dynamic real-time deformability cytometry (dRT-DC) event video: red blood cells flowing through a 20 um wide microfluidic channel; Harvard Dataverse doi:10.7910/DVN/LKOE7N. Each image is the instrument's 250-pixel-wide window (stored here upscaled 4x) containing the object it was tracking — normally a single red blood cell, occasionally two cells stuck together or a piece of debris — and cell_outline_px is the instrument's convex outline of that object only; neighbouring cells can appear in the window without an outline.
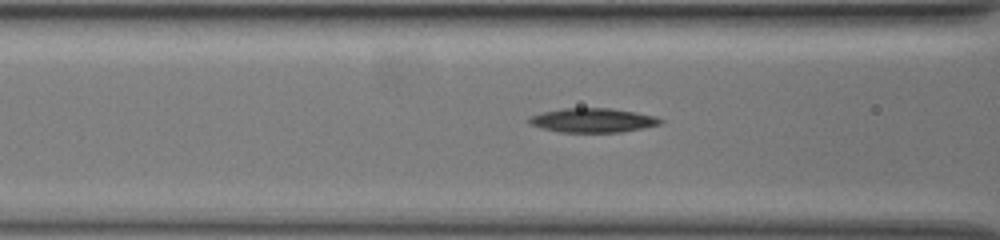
{"species": "common noctule bat (a hibernating species)", "species_latin": "Nyctalus noctula", "temperature_condition": "warm", "stored_images_in_passage": 21, "camera_frame_rate_fps": 3000, "um_per_image_px": 0.085, "animal": {"sex": "female", "body_mass_g": 19.5, "forearm_length_mm": 54.1}, "frame": {"image": 1, "passage_image": 6, "time_ms": 1.667, "image_size_px": [1000, 240], "cell_outline_px": [[664, 120], [660, 124], [620, 132], [560, 132], [540, 128], [528, 124], [528, 116], [544, 112], [564, 108], [612, 108], [636, 112], [656, 116]], "centroid_in_image_um": [50.35, 10.22], "position_along_channel_um": 116.3, "area_um2": 18.55}}
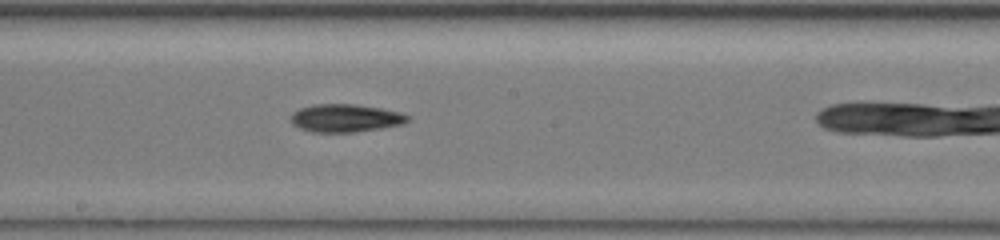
{"frame": {"image": 2, "passage_image": 14, "time_ms": 4.333, "image_size_px": [1000, 240], "cell_outline_px": [[408, 120], [404, 124], [356, 132], [312, 132], [300, 128], [292, 124], [288, 120], [288, 116], [292, 112], [300, 108], [312, 104], [356, 104], [380, 108], [400, 112], [408, 116]], "centroid_in_image_um": [29.29, 10.03], "position_along_channel_um": 218.9, "area_um2": 19.19}}
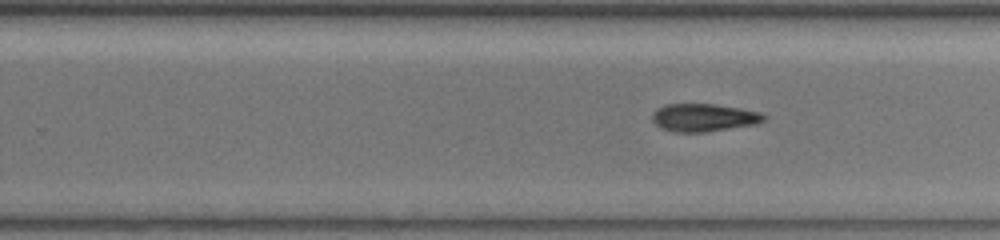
{"frame": {"image": 3, "passage_image": 18, "time_ms": 5.667, "image_size_px": [1000, 240], "cell_outline_px": [[768, 116], [764, 120], [756, 124], [708, 132], [676, 132], [660, 128], [652, 120], [652, 112], [656, 108], [664, 104], [716, 104], [740, 108], [760, 112]], "centroid_in_image_um": [59.81, 9.99], "position_along_channel_um": 270.0, "area_um2": 18.32}}